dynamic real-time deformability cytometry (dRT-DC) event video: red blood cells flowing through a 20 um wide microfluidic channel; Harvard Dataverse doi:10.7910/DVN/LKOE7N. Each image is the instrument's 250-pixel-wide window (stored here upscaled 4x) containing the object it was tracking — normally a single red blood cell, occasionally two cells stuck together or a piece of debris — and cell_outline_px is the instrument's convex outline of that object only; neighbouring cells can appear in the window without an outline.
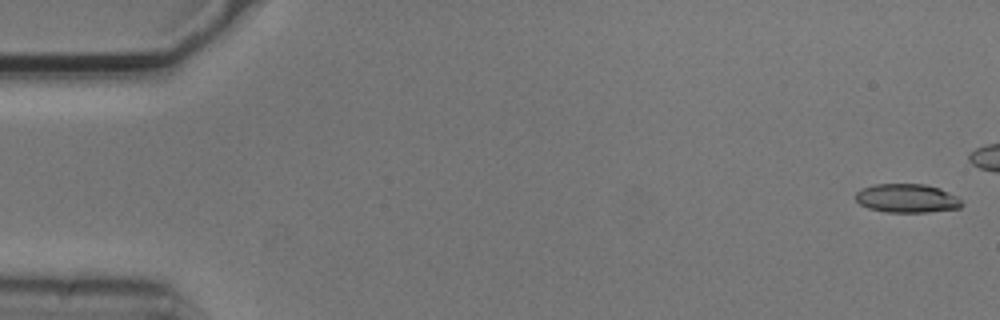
{"species": "common noctule bat (a hibernating species)", "species_latin": "Nyctalus noctula", "temperature_condition": "cold", "stored_images_in_passage": 7, "camera_frame_rate_fps": 3000, "um_per_image_px": 0.085, "animal": {"sex": "male", "body_mass_g": 20.5, "forearm_length_mm": 52.5}, "frame": {"image": 1, "passage_image": 1, "time_ms": 0.0, "image_size_px": [1000, 320], "cell_outline_px": [[964, 204], [960, 208], [928, 212], [884, 212], [868, 208], [860, 204], [856, 200], [856, 192], [860, 188], [876, 184], [924, 184], [940, 188], [956, 196]], "centroid_in_image_um": [77.08, 16.85], "position_along_channel_um": 7.9, "area_um2": 17.86}}
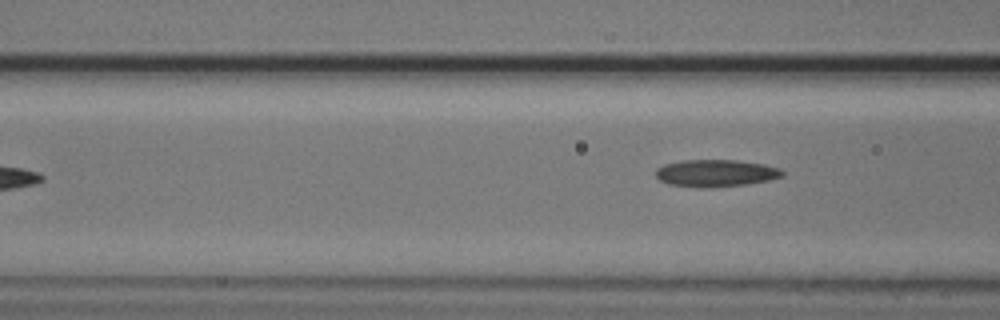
{"frame": {"image": 2, "passage_image": 7, "time_ms": 2.0, "image_size_px": [1000, 320], "cell_outline_px": [[784, 176], [768, 180], [744, 184], [704, 188], [668, 184], [660, 180], [656, 176], [656, 168], [664, 164], [680, 160], [736, 160], [764, 164], [780, 168], [784, 172]], "centroid_in_image_um": [60.83, 14.71], "position_along_channel_um": 105.8, "area_um2": 20.0}}